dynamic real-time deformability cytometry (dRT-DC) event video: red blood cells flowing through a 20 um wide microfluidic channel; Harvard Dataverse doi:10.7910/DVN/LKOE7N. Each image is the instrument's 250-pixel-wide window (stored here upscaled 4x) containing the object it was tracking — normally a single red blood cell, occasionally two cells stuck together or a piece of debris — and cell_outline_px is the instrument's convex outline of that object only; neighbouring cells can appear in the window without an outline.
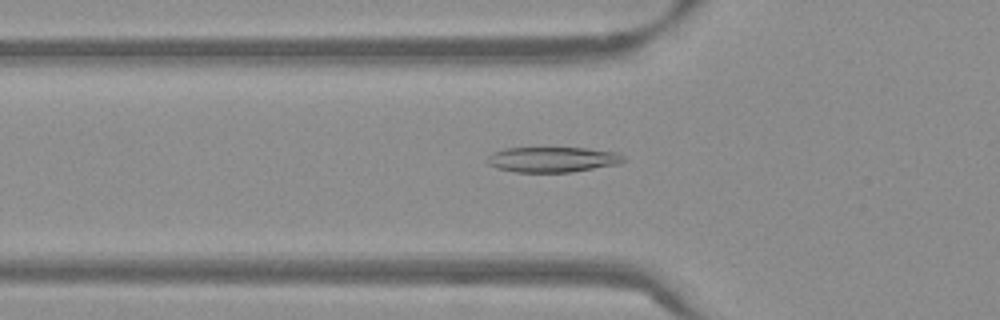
{"species": "Egyptian fruit bat (a non-hibernating species)", "species_latin": "Rousettus aegyptiacus", "temperature_condition": "warm", "stored_images_in_passage": 53, "camera_frame_rate_fps": 3000, "um_per_image_px": 0.085, "frame": {"image": 1, "passage_image": 18, "time_ms": 5.667, "image_size_px": [1000, 320], "cell_outline_px": [[624, 160], [620, 164], [572, 172], [516, 172], [496, 168], [488, 164], [488, 156], [492, 152], [504, 148], [588, 148], [620, 152], [624, 156]], "centroid_in_image_um": [47.0, 13.55], "position_along_channel_um": 78.8, "area_um2": 20.29}}
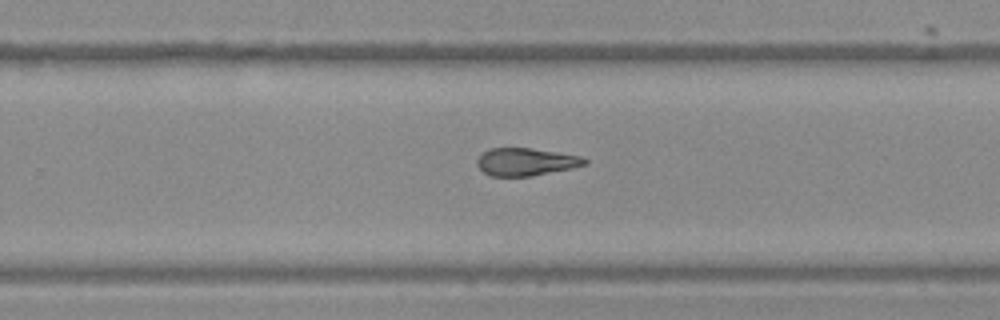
{"frame": {"image": 2, "passage_image": 34, "time_ms": 11.0, "image_size_px": [1000, 320], "cell_outline_px": [[588, 164], [572, 168], [532, 176], [488, 176], [476, 164], [476, 160], [488, 148], [532, 148], [584, 156], [588, 160]], "centroid_in_image_um": [44.73, 13.75], "position_along_channel_um": 285.1, "area_um2": 17.51}}
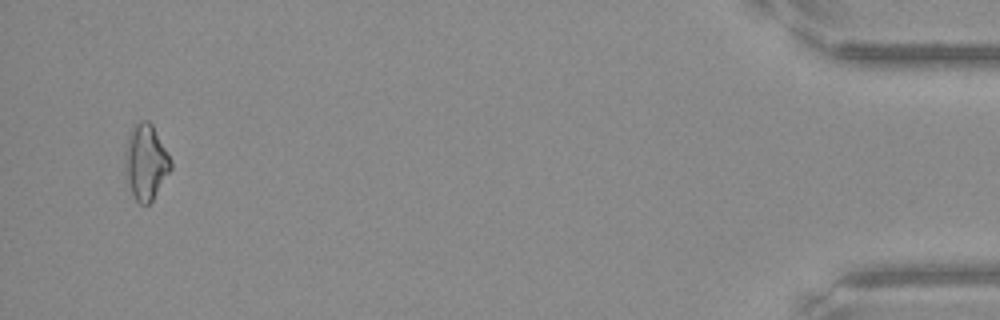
{"frame": {"image": 3, "passage_image": 51, "time_ms": 16.667, "image_size_px": [1000, 320], "cell_outline_px": [[172, 168], [152, 200], [148, 204], [140, 204], [136, 200], [132, 192], [128, 180], [124, 160], [124, 152], [128, 136], [132, 124], [140, 120], [148, 120], [152, 124], [172, 160]], "centroid_in_image_um": [12.39, 13.72], "position_along_channel_um": 422.8, "area_um2": 20.06}, "authors_computed_cell_mechanics": {"area_um2": 18.207, "velocity_mm_per_s": 3.85, "shape_relaxation_time_tau1_ms": null, "shape_relaxation_time_tau2_ms": 5.2733, "deformation_change_tau1": null, "deformation_change_tau2": 0.1405}}